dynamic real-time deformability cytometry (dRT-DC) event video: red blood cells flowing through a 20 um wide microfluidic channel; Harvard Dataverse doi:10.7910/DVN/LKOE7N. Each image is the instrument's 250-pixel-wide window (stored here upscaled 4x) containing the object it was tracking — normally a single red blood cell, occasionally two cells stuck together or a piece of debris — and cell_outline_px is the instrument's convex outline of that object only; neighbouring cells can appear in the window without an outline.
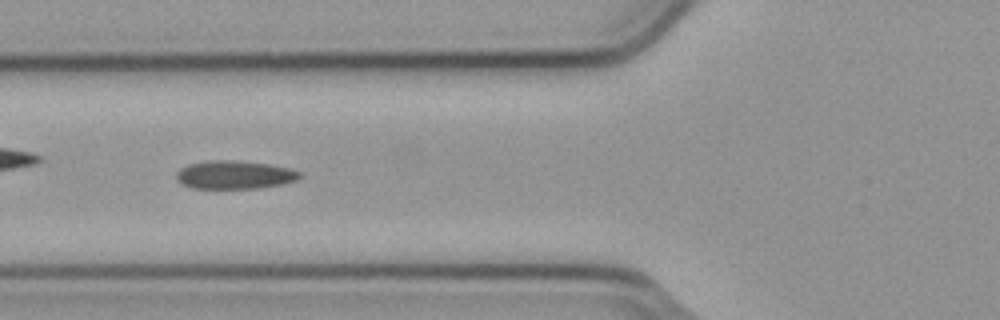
{"species": "common noctule bat (a hibernating species)", "species_latin": "Nyctalus noctula", "temperature_condition": "cold", "stored_images_in_passage": 8, "camera_frame_rate_fps": 3000, "um_per_image_px": 0.085, "animal": {"sex": "male", "body_mass_g": 23.1, "forearm_length_mm": 52.7}, "frame": {"image": 1, "passage_image": 6, "time_ms": 1.667, "image_size_px": [1000, 320], "cell_outline_px": [[300, 176], [296, 180], [284, 184], [260, 188], [192, 188], [176, 180], [176, 172], [180, 168], [188, 164], [208, 160], [236, 160], [268, 164], [288, 168], [300, 172]], "centroid_in_image_um": [19.91, 14.85], "position_along_channel_um": 105.9, "area_um2": 20.35}}
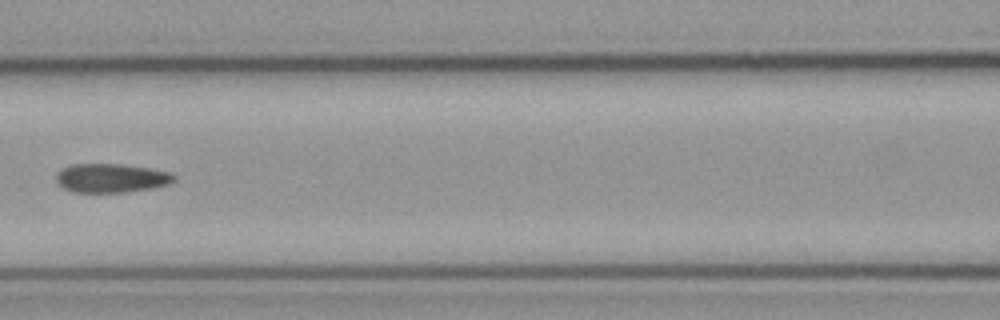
{"frame": {"image": 2, "passage_image": 7, "time_ms": 2.0, "image_size_px": [1000, 320], "cell_outline_px": [[176, 180], [168, 184], [152, 188], [124, 192], [72, 192], [64, 188], [56, 180], [56, 176], [64, 168], [72, 164], [120, 164], [148, 168], [168, 172], [176, 176]], "centroid_in_image_um": [9.47, 15.14], "position_along_channel_um": 157.1, "area_um2": 19.59}}
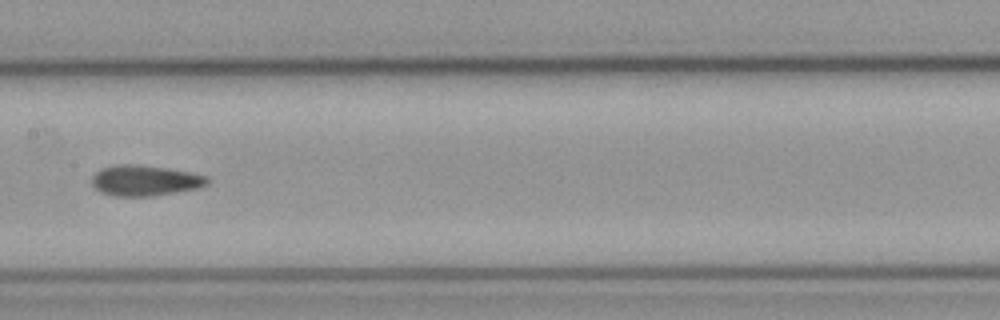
{"frame": {"image": 3, "passage_image": 8, "time_ms": 2.333, "image_size_px": [1000, 320], "cell_outline_px": [[208, 184], [200, 188], [152, 196], [116, 196], [100, 192], [92, 184], [92, 176], [100, 168], [116, 164], [136, 164], [164, 168], [188, 172], [208, 176]], "centroid_in_image_um": [12.3, 15.34], "position_along_channel_um": 195.1, "area_um2": 20.58}}